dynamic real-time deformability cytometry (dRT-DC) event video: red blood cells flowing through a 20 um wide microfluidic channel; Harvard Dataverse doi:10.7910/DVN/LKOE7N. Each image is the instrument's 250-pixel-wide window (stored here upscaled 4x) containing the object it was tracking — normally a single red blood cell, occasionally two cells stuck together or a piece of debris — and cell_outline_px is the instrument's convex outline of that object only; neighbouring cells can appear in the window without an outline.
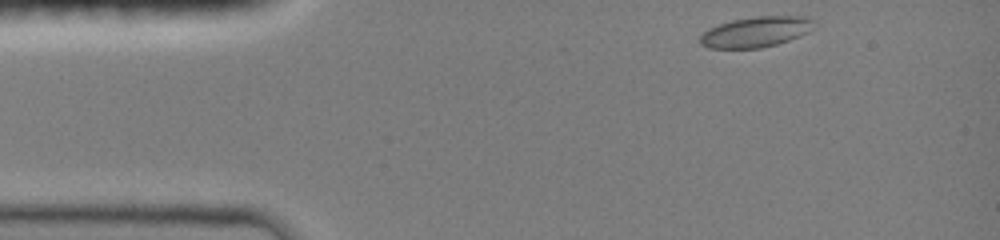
{"species": "common noctule bat (a hibernating species)", "species_latin": "Nyctalus noctula", "temperature_condition": "room temperature", "stored_images_in_passage": 37, "camera_frame_rate_fps": 3000, "um_per_image_px": 0.085, "animal": {"sex": "female", "body_mass_g": 19.0, "forearm_length_mm": 51.5}, "frame": {"image": 1, "passage_image": 1, "time_ms": 0.0, "image_size_px": [1000, 240], "cell_outline_px": [[812, 28], [808, 32], [800, 36], [776, 44], [760, 48], [708, 48], [700, 44], [700, 36], [708, 28], [732, 20], [756, 16], [804, 16], [812, 20]], "centroid_in_image_um": [64.21, 2.71], "position_along_channel_um": 20.8, "area_um2": 20.06}}
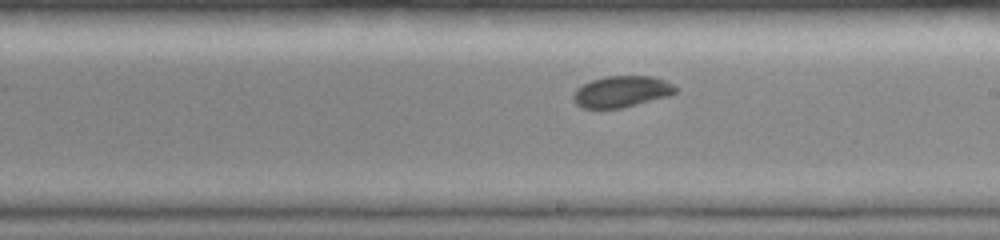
{"frame": {"image": 2, "passage_image": 22, "time_ms": 7.0, "image_size_px": [1000, 240], "cell_outline_px": [[676, 92], [668, 96], [620, 108], [584, 108], [576, 104], [572, 100], [572, 96], [576, 88], [592, 80], [604, 76], [652, 76], [664, 80], [672, 84], [676, 88]], "centroid_in_image_um": [52.8, 7.78], "position_along_channel_um": 236.2, "area_um2": 18.5}}
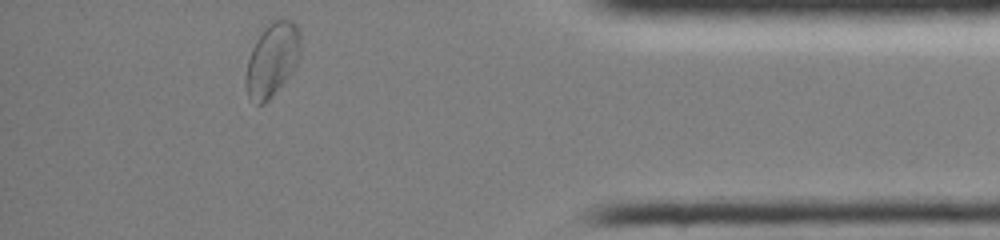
{"frame": {"image": 3, "passage_image": 37, "time_ms": 12.0, "image_size_px": [1000, 240], "cell_outline_px": [[300, 56], [296, 64], [288, 76], [272, 96], [264, 104], [256, 104], [248, 96], [244, 84], [244, 80], [248, 60], [252, 48], [256, 40], [268, 20], [292, 20], [296, 24], [300, 32]], "centroid_in_image_um": [23.11, 5.05], "position_along_channel_um": 412.1, "area_um2": 23.52}, "authors_computed_cell_mechanics": {"area_um2": 19.1896, "velocity_mm_per_s": 4.0172, "shape_relaxation_time_tau1_ms": 3.2972, "shape_relaxation_time_tau2_ms": null, "deformation_change_tau1": 0.0686, "deformation_change_tau2": null}}